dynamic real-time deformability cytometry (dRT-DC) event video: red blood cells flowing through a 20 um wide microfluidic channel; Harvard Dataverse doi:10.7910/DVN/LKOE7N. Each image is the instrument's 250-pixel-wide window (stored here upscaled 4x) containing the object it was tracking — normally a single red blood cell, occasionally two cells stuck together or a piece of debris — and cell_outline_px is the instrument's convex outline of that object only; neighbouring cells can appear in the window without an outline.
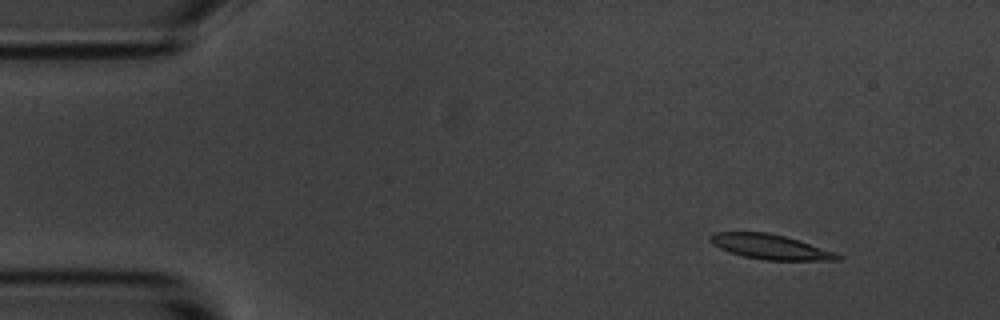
{"species": "common noctule bat (a hibernating species)", "species_latin": "Nyctalus noctula", "temperature_condition": "room temperature", "stored_images_in_passage": 50, "camera_frame_rate_fps": 3000, "um_per_image_px": 0.085, "animal": {"sex": "male", "body_mass_g": 20.1, "forearm_length_mm": 53.5}, "frame": {"image": 1, "passage_image": 1, "time_ms": 0.0, "image_size_px": [1000, 320], "cell_outline_px": [[844, 256], [840, 260], [764, 260], [744, 256], [728, 252], [712, 244], [708, 240], [708, 236], [712, 232], [768, 232], [800, 240], [836, 252]], "centroid_in_image_um": [65.47, 20.97], "position_along_channel_um": 19.5, "area_um2": 18.67}}
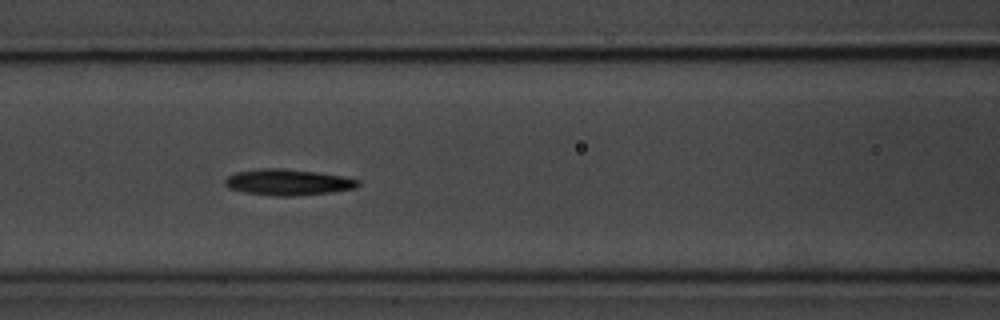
{"frame": {"image": 2, "passage_image": 18, "time_ms": 5.667, "image_size_px": [1000, 320], "cell_outline_px": [[360, 184], [356, 188], [332, 192], [292, 196], [272, 196], [244, 192], [228, 188], [224, 184], [224, 180], [228, 176], [236, 172], [264, 168], [284, 168], [316, 172], [344, 176], [360, 180]], "centroid_in_image_um": [24.48, 15.49], "position_along_channel_um": 142.1, "area_um2": 20.35}}
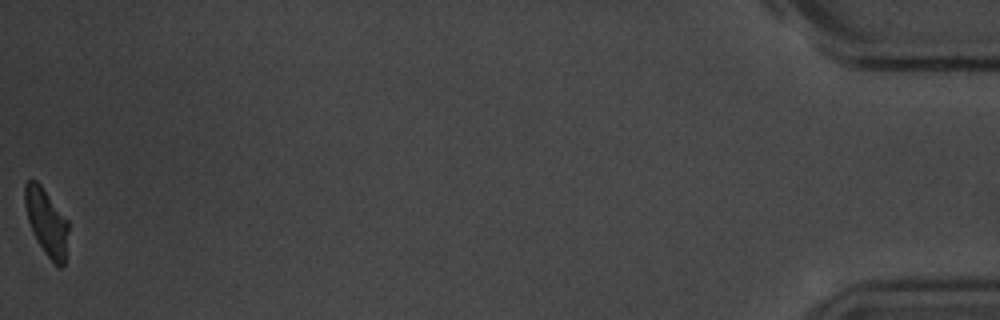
{"frame": {"image": 3, "passage_image": 50, "time_ms": 16.333, "image_size_px": [1000, 320], "cell_outline_px": [[68, 228], [64, 264], [60, 268], [44, 252], [36, 240], [32, 232], [28, 220], [24, 204], [24, 184], [28, 180], [36, 180], [40, 184], [68, 220]], "centroid_in_image_um": [3.93, 18.85], "position_along_channel_um": 431.3, "area_um2": 16.76}, "authors_computed_cell_mechanics": {"area_um2": 19.2474, "velocity_mm_per_s": 3.6421, "shape_relaxation_time_tau1_ms": 3.1852, "shape_relaxation_time_tau2_ms": null, "deformation_change_tau1": 0.1214, "deformation_change_tau2": null}}